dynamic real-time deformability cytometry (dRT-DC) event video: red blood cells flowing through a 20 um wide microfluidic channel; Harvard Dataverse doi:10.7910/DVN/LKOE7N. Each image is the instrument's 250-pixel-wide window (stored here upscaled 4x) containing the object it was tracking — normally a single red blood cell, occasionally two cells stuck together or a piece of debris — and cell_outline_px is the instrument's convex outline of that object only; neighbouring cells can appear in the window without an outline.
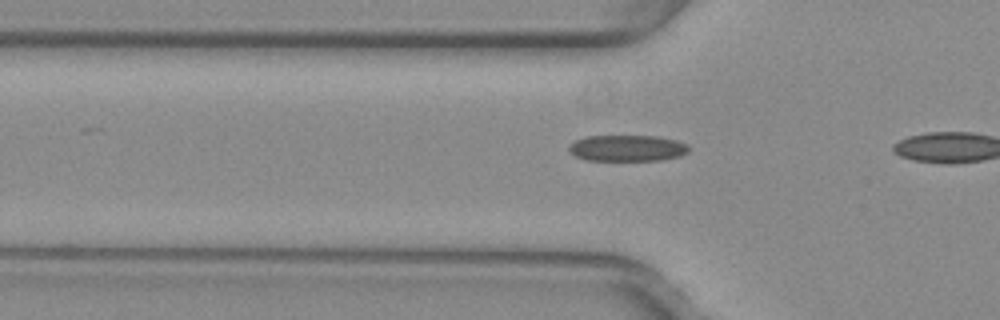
{"species": "common noctule bat (a hibernating species)", "species_latin": "Nyctalus noctula", "temperature_condition": "warm", "stored_images_in_passage": 7, "camera_frame_rate_fps": 3000, "um_per_image_px": 0.085, "animal": {"sex": "female", "body_mass_g": 29.2, "forearm_length_mm": 56.3}, "frame": {"image": 1, "passage_image": 6, "time_ms": 1.667, "image_size_px": [1000, 320], "cell_outline_px": [[688, 152], [680, 156], [660, 160], [588, 160], [576, 156], [568, 148], [576, 140], [588, 136], [656, 136], [676, 140], [688, 144]], "centroid_in_image_um": [53.36, 12.59], "position_along_channel_um": 72.4, "area_um2": 18.09}}